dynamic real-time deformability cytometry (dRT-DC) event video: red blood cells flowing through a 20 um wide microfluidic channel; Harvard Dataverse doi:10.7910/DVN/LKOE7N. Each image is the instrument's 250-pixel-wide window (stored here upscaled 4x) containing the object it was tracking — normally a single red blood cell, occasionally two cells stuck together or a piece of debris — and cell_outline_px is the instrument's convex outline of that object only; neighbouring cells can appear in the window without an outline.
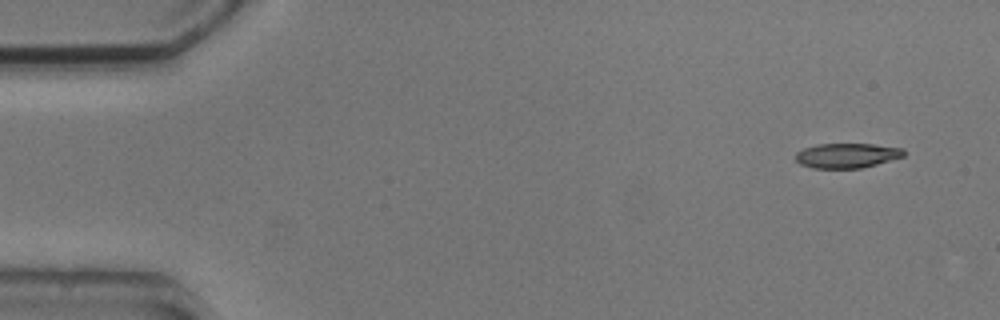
{"species": "common noctule bat (a hibernating species)", "species_latin": "Nyctalus noctula", "temperature_condition": "cold", "stored_images_in_passage": 3, "camera_frame_rate_fps": 3000, "um_per_image_px": 0.085, "animal": {"sex": "male", "body_mass_g": 20.5, "forearm_length_mm": 52.5}, "frame": {"image": 1, "passage_image": 1, "time_ms": 0.0, "image_size_px": [1000, 320], "cell_outline_px": [[904, 156], [876, 164], [860, 168], [812, 168], [800, 164], [796, 160], [796, 152], [804, 148], [816, 144], [872, 144], [904, 148]], "centroid_in_image_um": [71.97, 13.21], "position_along_channel_um": 13.0, "area_um2": 15.55}}
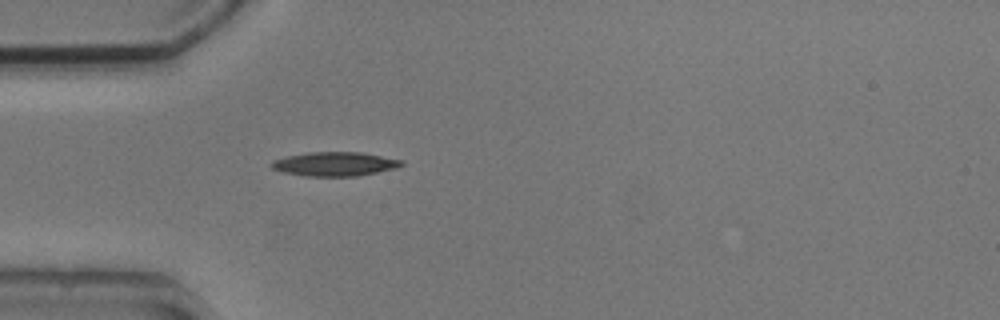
{"frame": {"image": 2, "passage_image": 3, "time_ms": 4.0, "image_size_px": [1000, 320], "cell_outline_px": [[404, 164], [396, 168], [356, 176], [304, 176], [284, 172], [272, 168], [268, 164], [272, 160], [288, 156], [308, 152], [360, 152], [404, 160]], "centroid_in_image_um": [28.44, 13.93], "position_along_channel_um": 56.6, "area_um2": 18.21}}